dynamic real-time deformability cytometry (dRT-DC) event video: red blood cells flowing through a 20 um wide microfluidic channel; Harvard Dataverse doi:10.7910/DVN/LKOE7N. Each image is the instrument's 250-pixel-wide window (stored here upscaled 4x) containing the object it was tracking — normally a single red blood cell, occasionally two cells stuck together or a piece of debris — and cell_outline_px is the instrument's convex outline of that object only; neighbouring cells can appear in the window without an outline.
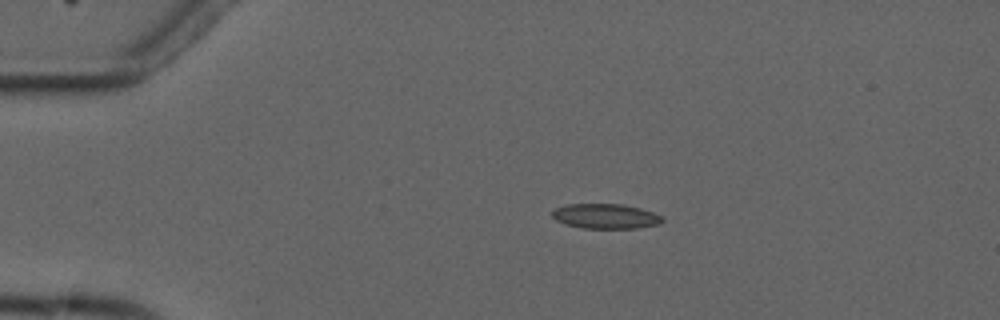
{"species": "common noctule bat (a hibernating species)", "species_latin": "Nyctalus noctula", "temperature_condition": "cold", "stored_images_in_passage": 4, "camera_frame_rate_fps": 3000, "um_per_image_px": 0.085, "animal": {"sex": "male", "forearm_length_mm": 52.5}, "frame": {"image": 1, "passage_image": 2, "time_ms": 2.0, "image_size_px": [1000, 320], "cell_outline_px": [[664, 220], [660, 224], [636, 228], [584, 228], [568, 224], [556, 220], [552, 216], [552, 212], [556, 208], [568, 204], [624, 204], [640, 208], [664, 216]], "centroid_in_image_um": [51.53, 18.37], "position_along_channel_um": 33.5, "area_um2": 15.9}}
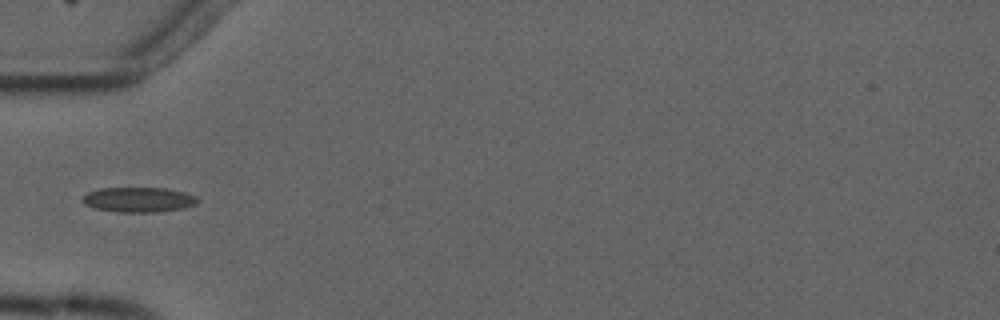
{"frame": {"image": 2, "passage_image": 4, "time_ms": 4.333, "image_size_px": [1000, 320], "cell_outline_px": [[200, 200], [196, 204], [184, 208], [156, 212], [116, 212], [96, 208], [84, 204], [84, 196], [88, 192], [100, 188], [168, 188], [184, 192], [196, 196]], "centroid_in_image_um": [11.83, 16.97], "position_along_channel_um": 73.2, "area_um2": 16.7}}